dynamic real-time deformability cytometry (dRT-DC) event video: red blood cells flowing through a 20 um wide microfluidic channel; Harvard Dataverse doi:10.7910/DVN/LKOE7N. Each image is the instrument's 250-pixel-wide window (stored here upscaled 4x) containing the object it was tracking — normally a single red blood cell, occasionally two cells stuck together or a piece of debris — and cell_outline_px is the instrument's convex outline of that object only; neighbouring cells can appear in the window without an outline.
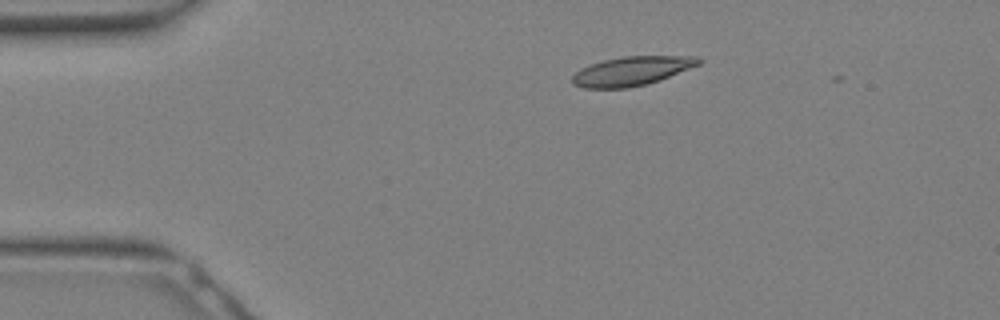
{"species": "Egyptian fruit bat (a non-hibernating species)", "species_latin": "Rousettus aegyptiacus", "temperature_condition": "warm", "stored_images_in_passage": 16, "camera_frame_rate_fps": 3000, "um_per_image_px": 0.085, "animal": {"sex": "female"}, "frame": {"image": 1, "passage_image": 3, "time_ms": 0.667, "image_size_px": [1000, 320], "cell_outline_px": [[704, 60], [700, 64], [660, 80], [648, 84], [628, 88], [584, 88], [572, 84], [572, 76], [580, 68], [604, 60], [624, 56], [700, 56]], "centroid_in_image_um": [53.72, 6.04], "position_along_channel_um": 31.3, "area_um2": 21.5}}
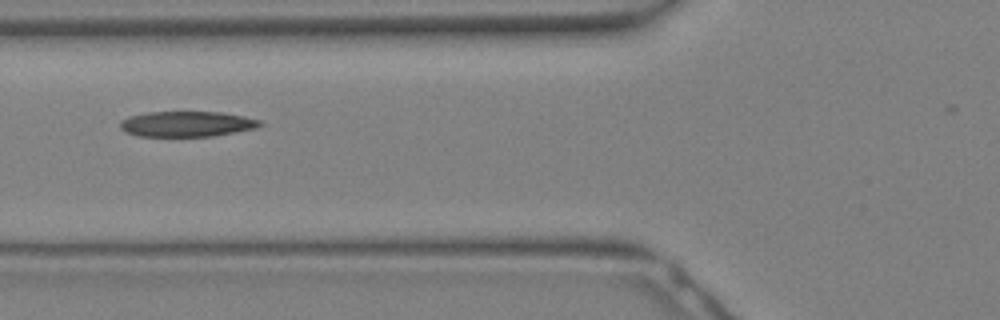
{"frame": {"image": 2, "passage_image": 9, "time_ms": 2.667, "image_size_px": [1000, 320], "cell_outline_px": [[264, 124], [256, 128], [212, 136], [136, 136], [124, 132], [120, 128], [120, 120], [128, 116], [148, 112], [224, 112], [244, 116], [260, 120]], "centroid_in_image_um": [15.85, 10.53], "position_along_channel_um": 109.9, "area_um2": 20.87}}
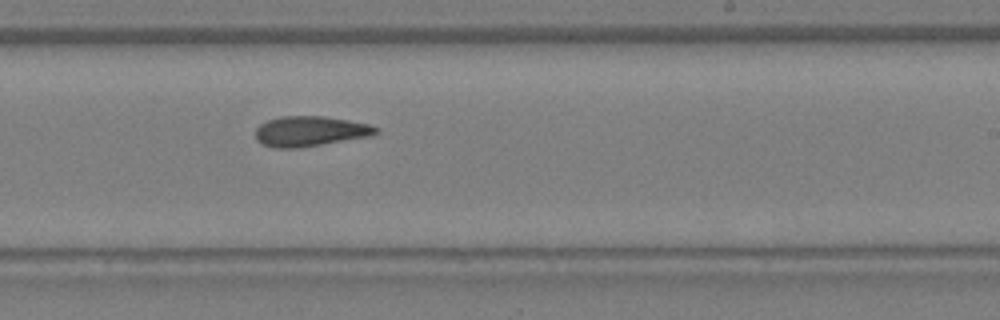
{"frame": {"image": 3, "passage_image": 16, "time_ms": 5.0, "image_size_px": [1000, 320], "cell_outline_px": [[380, 132], [372, 136], [300, 148], [276, 148], [264, 144], [256, 140], [256, 128], [260, 124], [268, 120], [280, 116], [324, 116], [348, 120], [368, 124], [380, 128]], "centroid_in_image_um": [26.39, 11.16], "position_along_channel_um": 262.6, "area_um2": 21.33}}